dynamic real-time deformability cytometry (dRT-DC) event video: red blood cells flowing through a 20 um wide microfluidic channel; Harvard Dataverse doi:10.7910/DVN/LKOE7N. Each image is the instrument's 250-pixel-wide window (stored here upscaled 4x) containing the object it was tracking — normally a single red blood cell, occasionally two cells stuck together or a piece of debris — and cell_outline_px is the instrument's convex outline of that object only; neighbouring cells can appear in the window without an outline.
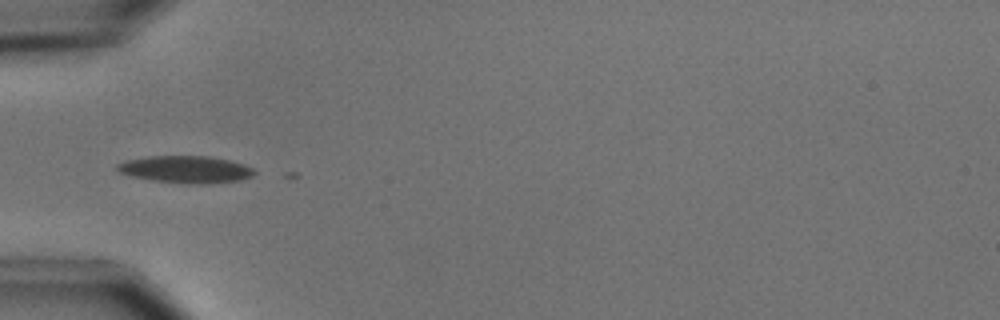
{"species": "common noctule bat (a hibernating species)", "species_latin": "Nyctalus noctula", "temperature_condition": "cold", "stored_images_in_passage": 7, "camera_frame_rate_fps": 3000, "um_per_image_px": 0.085, "animal": {"sex": "male", "body_mass_g": 15.6}, "frame": {"image": 1, "passage_image": 5, "time_ms": 5.667, "image_size_px": [1000, 320], "cell_outline_px": [[256, 172], [252, 176], [240, 180], [204, 184], [184, 184], [152, 180], [132, 176], [120, 172], [116, 168], [116, 164], [128, 160], [148, 156], [208, 156], [228, 160], [244, 164], [252, 168]], "centroid_in_image_um": [15.79, 14.4], "position_along_channel_um": 69.2, "area_um2": 21.62}}
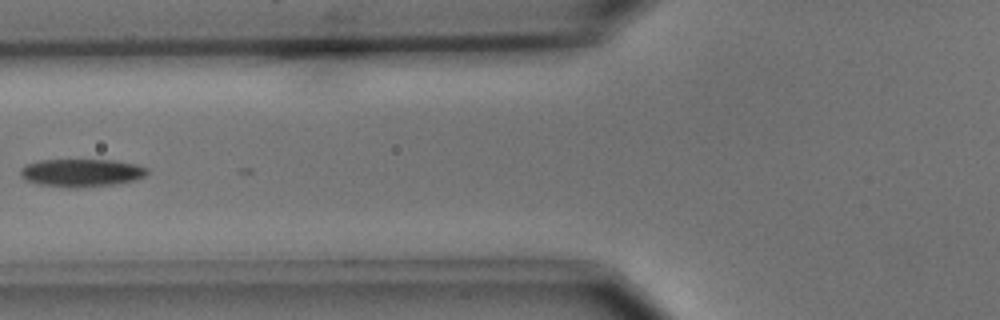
{"frame": {"image": 2, "passage_image": 6, "time_ms": 7.0, "image_size_px": [1000, 320], "cell_outline_px": [[148, 172], [144, 176], [136, 180], [116, 184], [76, 188], [68, 188], [40, 184], [24, 180], [20, 176], [20, 168], [24, 164], [40, 160], [112, 160], [136, 164], [148, 168]], "centroid_in_image_um": [6.9, 14.69], "position_along_channel_um": 118.9, "area_um2": 20.81}}